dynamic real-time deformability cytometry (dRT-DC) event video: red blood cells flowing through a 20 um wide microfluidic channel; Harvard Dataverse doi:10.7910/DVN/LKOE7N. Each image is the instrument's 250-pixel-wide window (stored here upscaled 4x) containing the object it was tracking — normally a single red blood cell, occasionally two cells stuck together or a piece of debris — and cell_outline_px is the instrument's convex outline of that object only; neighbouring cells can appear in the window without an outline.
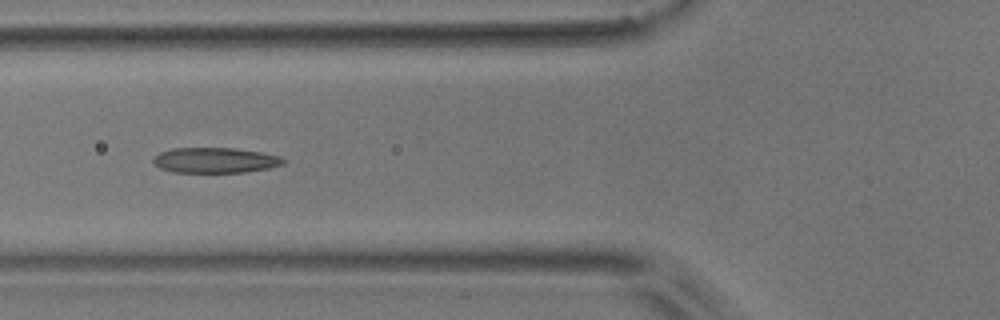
{"species": "common noctule bat (a hibernating species)", "species_latin": "Nyctalus noctula", "temperature_condition": "room temperature", "stored_images_in_passage": 8, "camera_frame_rate_fps": 3000, "um_per_image_px": 0.085, "animal": {"sex": "male", "body_mass_g": 17.9}, "frame": {"image": 1, "passage_image": 5, "time_ms": 5.0, "image_size_px": [1000, 320], "cell_outline_px": [[284, 164], [268, 168], [244, 172], [172, 172], [160, 168], [152, 160], [160, 152], [172, 148], [236, 148], [260, 152], [280, 156], [284, 160]], "centroid_in_image_um": [18.28, 13.62], "position_along_channel_um": 107.5, "area_um2": 19.07}}
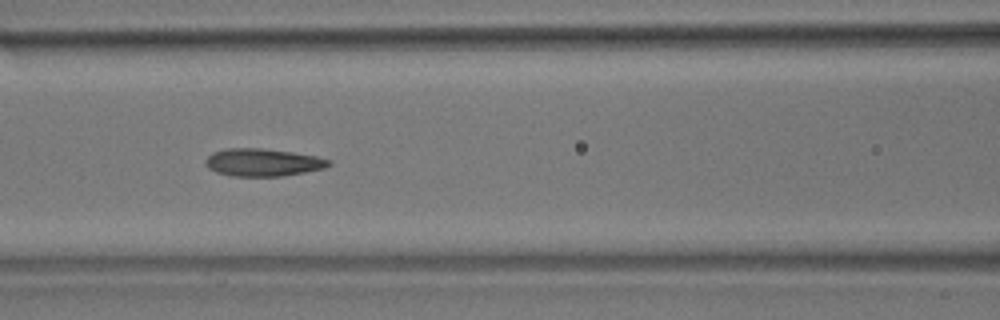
{"frame": {"image": 2, "passage_image": 6, "time_ms": 6.0, "image_size_px": [1000, 320], "cell_outline_px": [[332, 164], [324, 168], [284, 176], [232, 176], [216, 172], [208, 168], [204, 164], [204, 160], [212, 152], [228, 148], [260, 148], [292, 152], [316, 156], [332, 160]], "centroid_in_image_um": [22.33, 13.8], "position_along_channel_um": 144.3, "area_um2": 19.94}}